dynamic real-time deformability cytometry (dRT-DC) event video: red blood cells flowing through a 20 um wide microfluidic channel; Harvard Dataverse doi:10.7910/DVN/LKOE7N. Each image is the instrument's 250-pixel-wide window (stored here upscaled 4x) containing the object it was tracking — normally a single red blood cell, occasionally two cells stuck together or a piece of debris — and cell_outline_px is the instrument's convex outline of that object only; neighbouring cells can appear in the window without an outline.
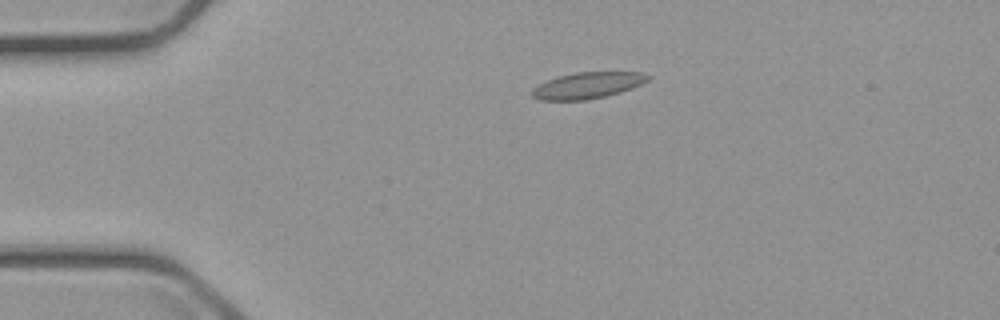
{"species": "common noctule bat (a hibernating species)", "species_latin": "Nyctalus noctula", "temperature_condition": "cold", "stored_images_in_passage": 5, "camera_frame_rate_fps": 3000, "um_per_image_px": 0.085, "animal": {"sex": "male", "body_mass_g": 23.1, "forearm_length_mm": 52.7}, "frame": {"image": 1, "passage_image": 3, "time_ms": 2.333, "image_size_px": [1000, 320], "cell_outline_px": [[652, 76], [648, 80], [632, 88], [620, 92], [588, 100], [540, 100], [532, 96], [532, 88], [556, 76], [576, 72], [644, 72]], "centroid_in_image_um": [49.95, 7.25], "position_along_channel_um": 35.0, "area_um2": 17.74}}
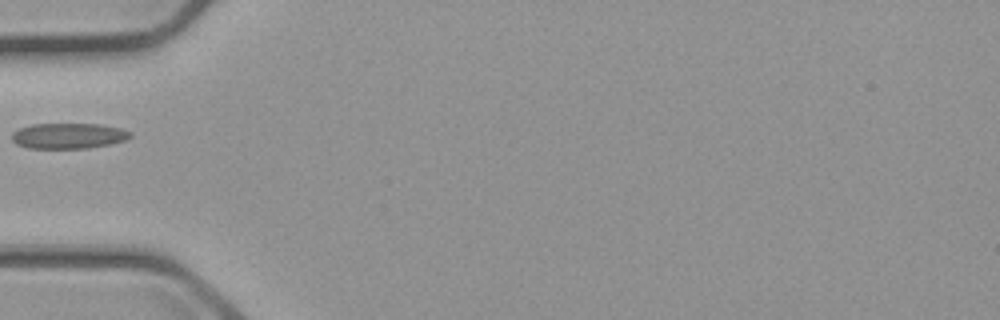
{"frame": {"image": 2, "passage_image": 5, "time_ms": 4.667, "image_size_px": [1000, 320], "cell_outline_px": [[132, 136], [124, 140], [108, 144], [88, 148], [28, 148], [16, 144], [12, 140], [12, 132], [20, 128], [32, 124], [100, 124], [120, 128], [132, 132]], "centroid_in_image_um": [5.8, 11.54], "position_along_channel_um": 79.2, "area_um2": 17.57}}